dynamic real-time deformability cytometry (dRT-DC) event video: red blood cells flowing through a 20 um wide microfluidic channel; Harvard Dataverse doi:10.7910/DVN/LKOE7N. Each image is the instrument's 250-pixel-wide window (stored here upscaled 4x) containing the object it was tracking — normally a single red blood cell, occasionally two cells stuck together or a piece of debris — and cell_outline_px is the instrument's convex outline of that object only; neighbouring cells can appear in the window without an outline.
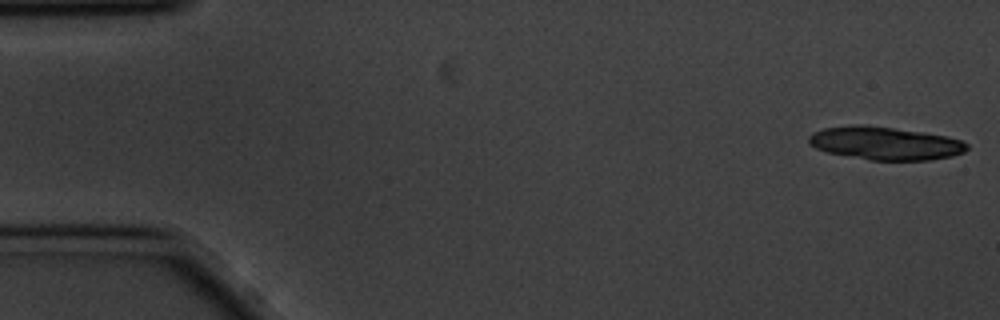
{"species": "common noctule bat (a hibernating species)", "species_latin": "Nyctalus noctula", "temperature_condition": "cold", "stored_images_in_passage": 13, "camera_frame_rate_fps": 3000, "um_per_image_px": 0.085, "animal": {"sex": "male", "body_mass_g": 20.1, "forearm_length_mm": 53.5}, "frame": {"image": 1, "passage_image": 1, "time_ms": 0.0, "image_size_px": [1000, 320], "cell_outline_px": [[968, 148], [964, 152], [952, 156], [932, 160], [868, 160], [828, 152], [816, 148], [808, 144], [808, 136], [812, 132], [824, 128], [852, 124], [864, 124], [924, 132], [948, 136], [960, 140], [968, 144]], "centroid_in_image_um": [75.22, 12.17], "position_along_channel_um": 9.8, "area_um2": 30.75}}